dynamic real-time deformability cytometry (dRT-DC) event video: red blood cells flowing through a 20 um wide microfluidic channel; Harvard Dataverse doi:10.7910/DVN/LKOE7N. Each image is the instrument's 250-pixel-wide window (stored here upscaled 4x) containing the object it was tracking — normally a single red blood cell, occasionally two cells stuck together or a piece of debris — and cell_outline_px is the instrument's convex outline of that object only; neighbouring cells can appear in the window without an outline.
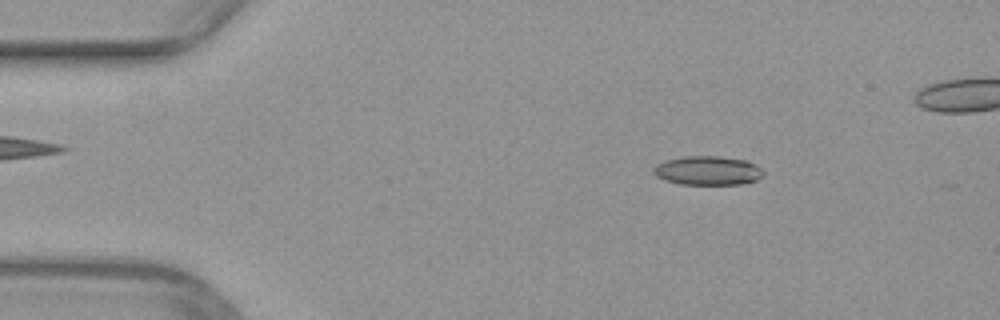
{"species": "common noctule bat (a hibernating species)", "species_latin": "Nyctalus noctula", "temperature_condition": "warm", "stored_images_in_passage": 45, "camera_frame_rate_fps": 3000, "um_per_image_px": 0.085, "animal": {"sex": "female", "body_mass_g": 29.2, "forearm_length_mm": 56.3}, "frame": {"image": 1, "passage_image": 7, "time_ms": 2.0, "image_size_px": [1000, 320], "cell_outline_px": [[764, 172], [756, 180], [740, 184], [680, 184], [664, 180], [656, 176], [652, 172], [656, 164], [664, 160], [684, 156], [720, 156], [748, 160], [756, 164]], "centroid_in_image_um": [60.13, 14.49], "position_along_channel_um": 24.9, "area_um2": 18.67}}
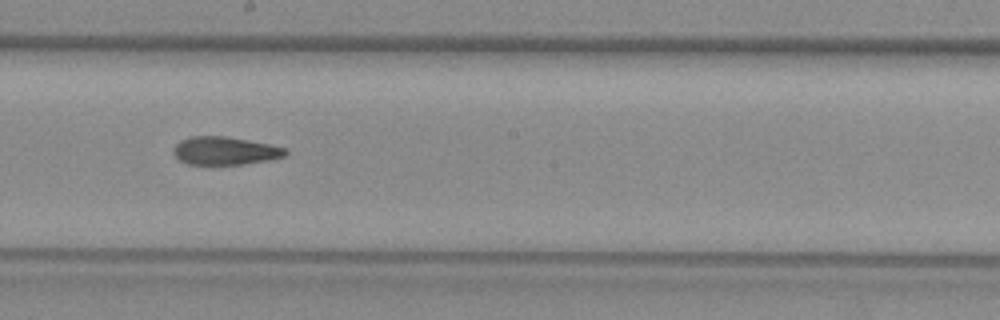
{"frame": {"image": 2, "passage_image": 27, "time_ms": 8.667, "image_size_px": [1000, 320], "cell_outline_px": [[288, 152], [284, 156], [268, 160], [244, 164], [188, 164], [180, 160], [172, 152], [172, 148], [180, 140], [192, 136], [224, 136], [248, 140], [268, 144], [284, 148]], "centroid_in_image_um": [19.08, 12.81], "position_along_channel_um": 229.1, "area_um2": 18.15}}
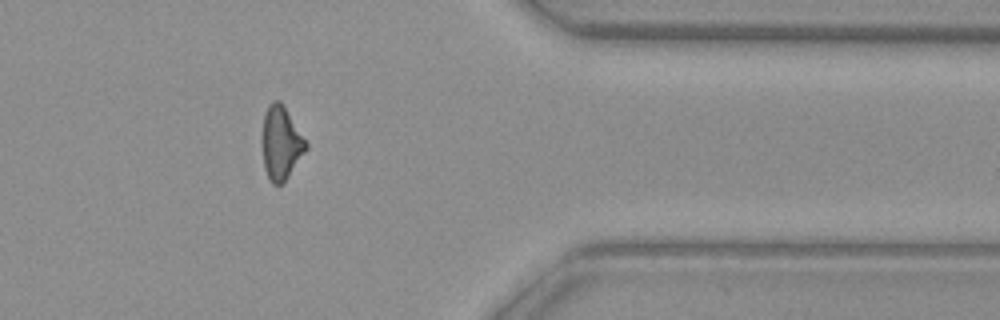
{"frame": {"image": 3, "passage_image": 40, "time_ms": 13.0, "image_size_px": [1000, 320], "cell_outline_px": [[308, 148], [288, 176], [280, 184], [272, 184], [264, 168], [264, 116], [268, 104], [272, 100], [280, 100], [308, 144]], "centroid_in_image_um": [23.91, 12.14], "position_along_channel_um": 387.5, "area_um2": 18.03}}